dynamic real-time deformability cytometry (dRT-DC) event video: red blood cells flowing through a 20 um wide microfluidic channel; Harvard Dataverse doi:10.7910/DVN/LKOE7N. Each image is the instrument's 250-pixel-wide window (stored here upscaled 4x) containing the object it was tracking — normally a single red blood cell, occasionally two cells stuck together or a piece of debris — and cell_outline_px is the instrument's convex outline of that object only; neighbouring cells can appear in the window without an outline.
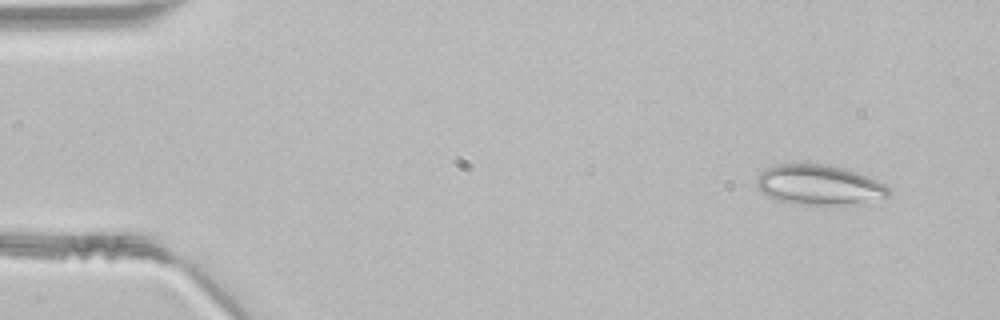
{"species": "common noctule bat (a hibernating species)", "species_latin": "Nyctalus noctula", "temperature_condition": "room temperature", "stored_images_in_passage": 46, "camera_frame_rate_fps": 3000, "um_per_image_px": 0.085, "animal": {"sex": "male", "body_mass_g": 21.5, "forearm_length_mm": 52.0}, "frame": {"image": 1, "passage_image": 3, "time_ms": 0.667, "image_size_px": [1000, 320], "cell_outline_px": [[892, 192], [888, 196], [832, 204], [800, 204], [780, 200], [768, 196], [760, 192], [756, 188], [756, 176], [764, 168], [776, 164], [804, 160], [844, 168], [856, 172], [876, 180], [884, 184]], "centroid_in_image_um": [69.46, 15.63], "position_along_channel_um": 15.5, "area_um2": 30.69}}
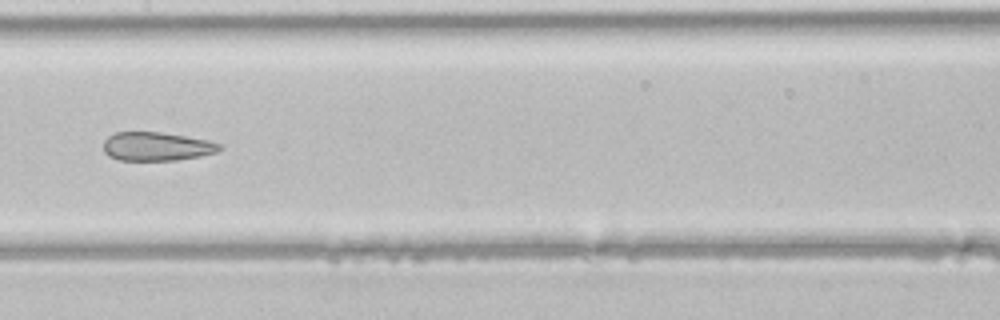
{"frame": {"image": 2, "passage_image": 23, "time_ms": 7.333, "image_size_px": [1000, 320], "cell_outline_px": [[220, 148], [216, 152], [200, 156], [176, 160], [116, 160], [108, 156], [104, 152], [104, 140], [108, 136], [116, 132], [160, 132], [208, 140], [220, 144]], "centroid_in_image_um": [13.26, 12.45], "position_along_channel_um": 194.1, "area_um2": 19.31}}
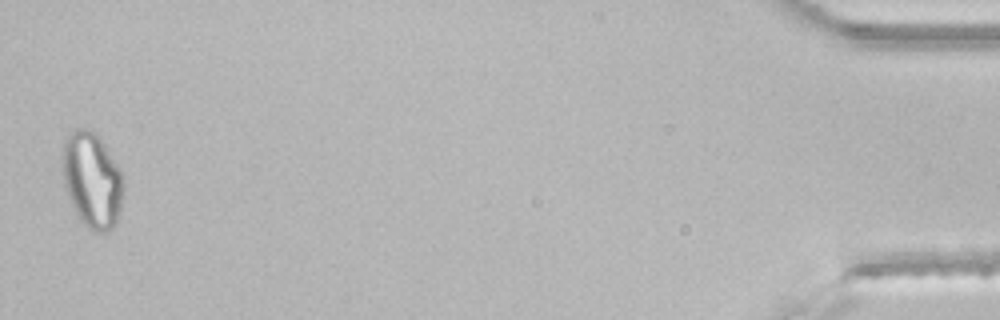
{"frame": {"image": 3, "passage_image": 46, "time_ms": 15.0, "image_size_px": [1000, 320], "cell_outline_px": [[124, 192], [116, 224], [104, 236], [92, 232], [76, 216], [64, 188], [64, 136], [72, 128], [92, 128], [100, 136], [120, 168], [124, 176]], "centroid_in_image_um": [7.85, 15.31], "position_along_channel_um": 427.3, "area_um2": 34.97}}